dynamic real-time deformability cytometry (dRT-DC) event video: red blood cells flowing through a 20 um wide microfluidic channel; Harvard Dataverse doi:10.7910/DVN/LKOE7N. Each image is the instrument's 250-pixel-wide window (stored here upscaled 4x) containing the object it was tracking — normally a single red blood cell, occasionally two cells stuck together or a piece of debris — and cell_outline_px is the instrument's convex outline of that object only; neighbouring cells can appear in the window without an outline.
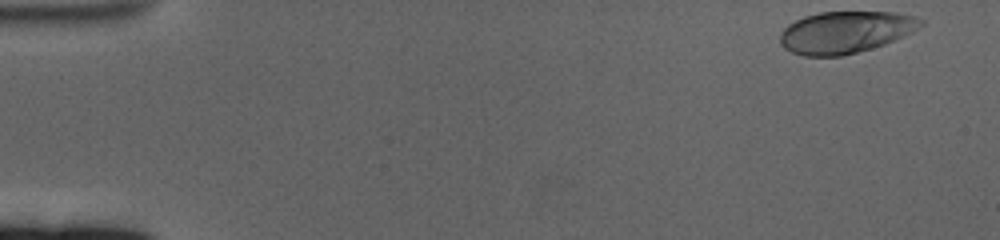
{"species": "human", "species_latin": "Homo sapiens", "temperature_condition": "cold", "stored_images_in_passage": 58, "camera_frame_rate_fps": 3000, "um_per_image_px": 0.085, "donor": {"sex": "female"}, "frame": {"image": 1, "passage_image": 1, "time_ms": 0.0, "image_size_px": [1000, 240], "cell_outline_px": [[924, 24], [912, 32], [904, 36], [884, 44], [872, 48], [840, 56], [804, 56], [792, 52], [784, 48], [780, 44], [780, 32], [788, 24], [804, 16], [820, 12], [896, 12], [912, 16], [924, 20]], "centroid_in_image_um": [71.85, 2.73], "position_along_channel_um": 13.2, "area_um2": 34.33}}
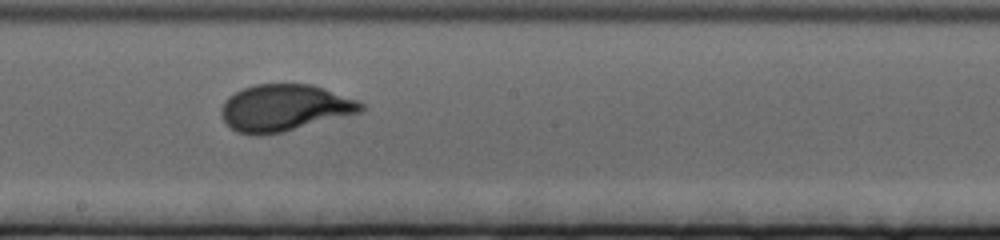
{"frame": {"image": 2, "passage_image": 32, "time_ms": 10.333, "image_size_px": [1000, 240], "cell_outline_px": [[368, 108], [360, 112], [284, 132], [256, 136], [252, 136], [236, 132], [224, 120], [220, 112], [220, 108], [224, 100], [228, 96], [244, 88], [256, 84], [312, 84], [324, 88], [356, 100], [364, 104]], "centroid_in_image_um": [24.16, 9.17], "position_along_channel_um": 224.0, "area_um2": 38.09}}
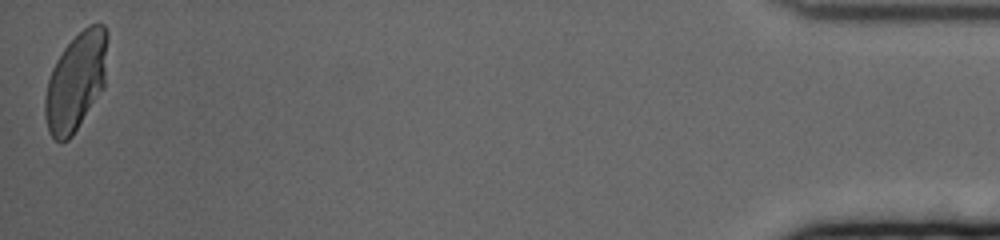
{"frame": {"image": 3, "passage_image": 58, "time_ms": 19.0, "image_size_px": [1000, 240], "cell_outline_px": [[108, 36], [104, 88], [72, 136], [68, 140], [60, 144], [48, 132], [44, 116], [44, 100], [48, 80], [52, 68], [56, 60], [64, 48], [88, 24], [104, 24], [108, 32]], "centroid_in_image_um": [6.45, 6.95], "position_along_channel_um": 428.7, "area_um2": 35.89}, "authors_computed_cell_mechanics": {"area_um2": 36.2984, "velocity_mm_per_s": 3.3448, "shape_relaxation_time_tau1_ms": 4.6196, "shape_relaxation_time_tau2_ms": null, "deformation_change_tau1": 0.1887, "deformation_change_tau2": null}}